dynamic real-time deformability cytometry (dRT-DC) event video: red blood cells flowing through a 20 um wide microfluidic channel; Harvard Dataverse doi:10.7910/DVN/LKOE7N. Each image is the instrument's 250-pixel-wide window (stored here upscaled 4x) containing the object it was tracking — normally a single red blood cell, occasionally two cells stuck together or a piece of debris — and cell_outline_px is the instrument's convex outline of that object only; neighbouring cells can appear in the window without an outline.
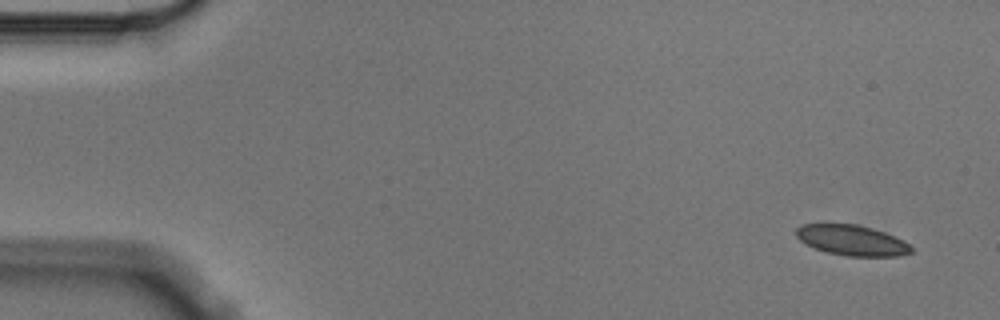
{"species": "Egyptian fruit bat (a non-hibernating species)", "species_latin": "Rousettus aegyptiacus", "temperature_condition": "cold", "stored_images_in_passage": 4, "camera_frame_rate_fps": 3000, "um_per_image_px": 0.085, "animal": {"sex": "male"}, "frame": {"image": 1, "passage_image": 1, "time_ms": 0.0, "image_size_px": [1000, 320], "cell_outline_px": [[912, 252], [900, 256], [844, 256], [824, 252], [800, 240], [796, 236], [796, 228], [800, 224], [824, 220], [856, 224], [872, 228], [884, 232], [904, 240], [912, 248]], "centroid_in_image_um": [72.33, 20.37], "position_along_channel_um": 12.7, "area_um2": 21.21}}